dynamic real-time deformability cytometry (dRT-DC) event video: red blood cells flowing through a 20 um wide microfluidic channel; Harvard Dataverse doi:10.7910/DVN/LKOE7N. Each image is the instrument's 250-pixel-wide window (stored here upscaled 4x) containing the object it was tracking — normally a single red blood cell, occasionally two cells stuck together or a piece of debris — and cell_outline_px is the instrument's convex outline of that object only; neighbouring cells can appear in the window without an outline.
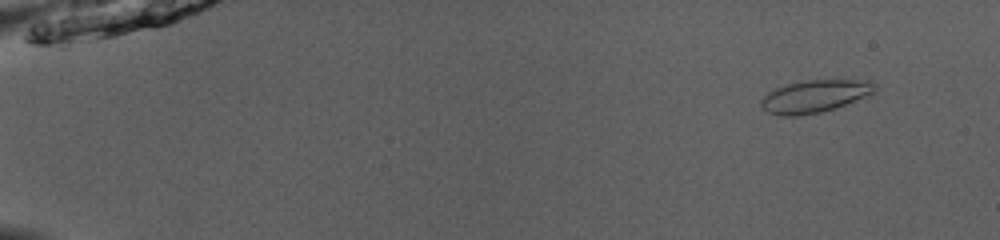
{"species": "common noctule bat (a hibernating species)", "species_latin": "Nyctalus noctula", "temperature_condition": "room temperature", "stored_images_in_passage": 52, "camera_frame_rate_fps": 3000, "um_per_image_px": 0.085, "animal": {"sex": "male", "body_mass_g": 13.0, "forearm_length_mm": 53.1}, "frame": {"image": 1, "passage_image": 5, "time_ms": 1.333, "image_size_px": [1000, 240], "cell_outline_px": [[876, 92], [844, 104], [820, 112], [796, 116], [780, 116], [768, 112], [760, 104], [760, 100], [768, 92], [776, 88], [788, 84], [808, 80], [832, 76], [872, 80], [876, 84]], "centroid_in_image_um": [69.33, 8.11], "position_along_channel_um": 15.7, "area_um2": 22.2}}
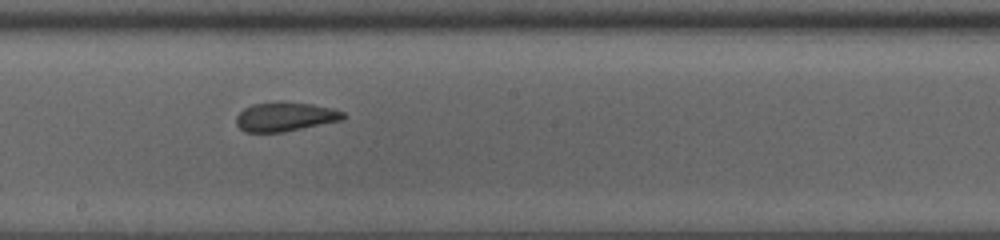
{"frame": {"image": 2, "passage_image": 31, "time_ms": 10.0, "image_size_px": [1000, 240], "cell_outline_px": [[348, 116], [344, 120], [284, 132], [244, 132], [236, 124], [236, 116], [244, 108], [252, 104], [280, 100], [312, 104], [332, 108], [344, 112]], "centroid_in_image_um": [24.26, 9.91], "position_along_channel_um": 223.9, "area_um2": 18.61}}
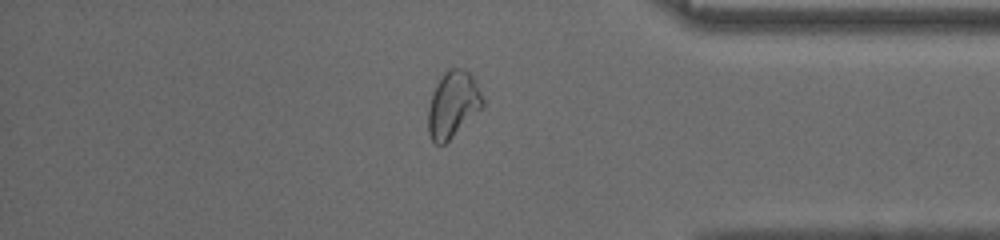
{"frame": {"image": 3, "passage_image": 45, "time_ms": 14.667, "image_size_px": [1000, 240], "cell_outline_px": [[484, 104], [444, 144], [436, 144], [432, 140], [428, 132], [428, 108], [432, 92], [436, 84], [444, 72], [448, 68], [464, 68], [472, 76], [484, 100]], "centroid_in_image_um": [38.46, 8.84], "position_along_channel_um": 396.7, "area_um2": 20.58}, "authors_computed_cell_mechanics": {"area_um2": 20.2011, "velocity_mm_per_s": 3.993, "shape_relaxation_time_tau1_ms": null, "shape_relaxation_time_tau2_ms": 1.3533, "deformation_change_tau1": null, "deformation_change_tau2": 0.0429}}